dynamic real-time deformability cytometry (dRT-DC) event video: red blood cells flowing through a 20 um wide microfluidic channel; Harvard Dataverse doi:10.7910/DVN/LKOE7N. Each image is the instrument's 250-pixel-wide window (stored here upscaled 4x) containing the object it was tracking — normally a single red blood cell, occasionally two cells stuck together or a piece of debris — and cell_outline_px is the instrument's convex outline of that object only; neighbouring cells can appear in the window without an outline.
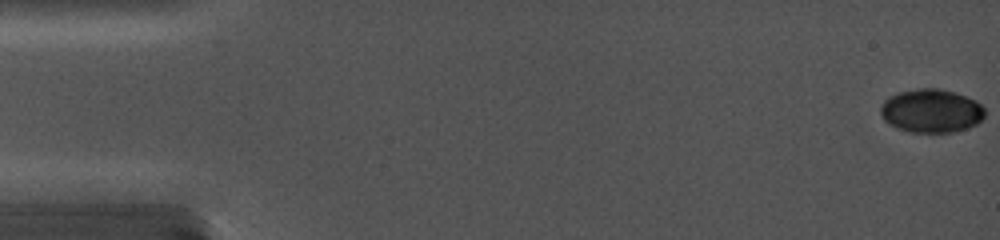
{"species": "common noctule bat (a hibernating species)", "species_latin": "Nyctalus noctula", "temperature_condition": "cold", "stored_images_in_passage": 27, "camera_frame_rate_fps": 5000, "um_per_image_px": 0.085, "animal": {"sex": "female", "body_mass_g": 19.0, "forearm_length_mm": 56.7}, "frame": {"image": 1, "passage_image": 1, "time_ms": 0.0, "image_size_px": [1000, 240], "cell_outline_px": [[984, 116], [976, 124], [952, 132], [908, 132], [888, 124], [884, 120], [880, 112], [880, 108], [884, 100], [888, 96], [900, 92], [920, 88], [940, 88], [956, 92], [976, 100], [984, 108]], "centroid_in_image_um": [79.13, 9.41], "position_along_channel_um": 5.9, "area_um2": 26.47}}
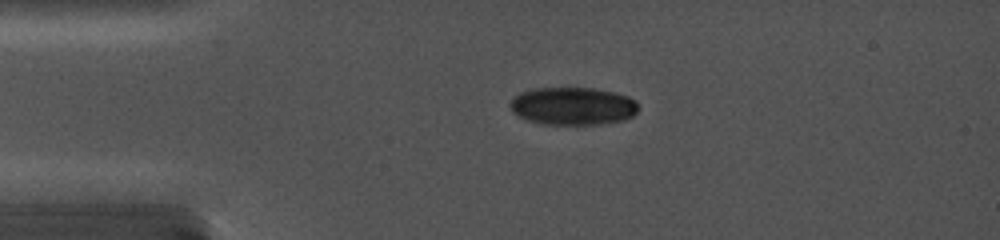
{"frame": {"image": 2, "passage_image": 20, "time_ms": 3.8, "image_size_px": [1000, 240], "cell_outline_px": [[640, 108], [632, 116], [624, 120], [600, 124], [540, 124], [528, 120], [512, 112], [508, 104], [512, 96], [520, 92], [532, 88], [596, 88], [616, 92], [628, 96], [636, 100]], "centroid_in_image_um": [48.68, 9.0], "position_along_channel_um": 36.3, "area_um2": 28.67}}